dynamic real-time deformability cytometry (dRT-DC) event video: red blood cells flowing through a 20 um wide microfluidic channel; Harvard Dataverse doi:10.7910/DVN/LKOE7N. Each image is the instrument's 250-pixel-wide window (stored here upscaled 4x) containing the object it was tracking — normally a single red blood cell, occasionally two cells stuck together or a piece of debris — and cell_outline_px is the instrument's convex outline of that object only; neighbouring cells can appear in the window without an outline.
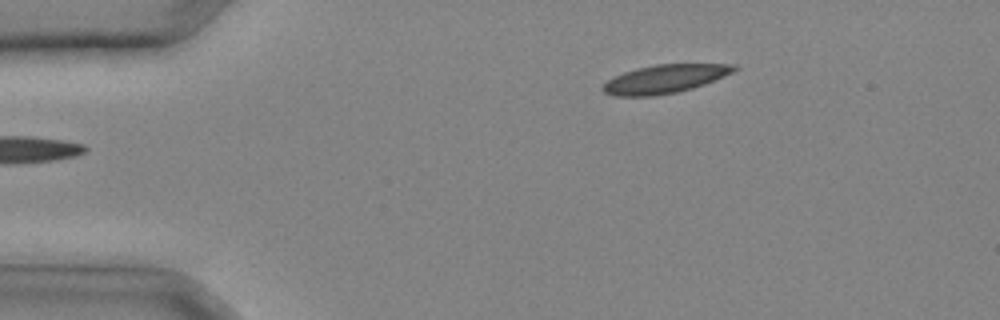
{"species": "common noctule bat (a hibernating species)", "species_latin": "Nyctalus noctula", "temperature_condition": "cold", "stored_images_in_passage": 24, "camera_frame_rate_fps": 3000, "um_per_image_px": 0.085, "animal": {"sex": "male", "body_mass_g": 20.4}, "frame": {"image": 1, "passage_image": 1, "time_ms": 0.0, "image_size_px": [1000, 320], "cell_outline_px": [[740, 68], [732, 72], [704, 84], [692, 88], [676, 92], [652, 96], [616, 96], [604, 92], [600, 88], [612, 76], [636, 68], [656, 64], [736, 64]], "centroid_in_image_um": [56.48, 6.7], "position_along_channel_um": 28.5, "area_um2": 21.68}}
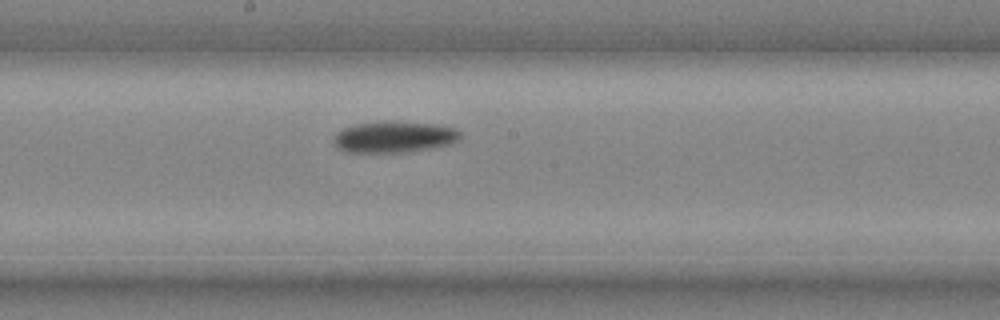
{"frame": {"image": 2, "passage_image": 13, "time_ms": 4.0, "image_size_px": [1000, 320], "cell_outline_px": [[460, 140], [452, 144], [432, 148], [408, 152], [348, 152], [340, 148], [336, 144], [336, 132], [352, 124], [384, 120], [388, 120], [432, 124], [452, 128], [460, 132]], "centroid_in_image_um": [33.53, 11.63], "position_along_channel_um": 214.7, "area_um2": 23.12}}
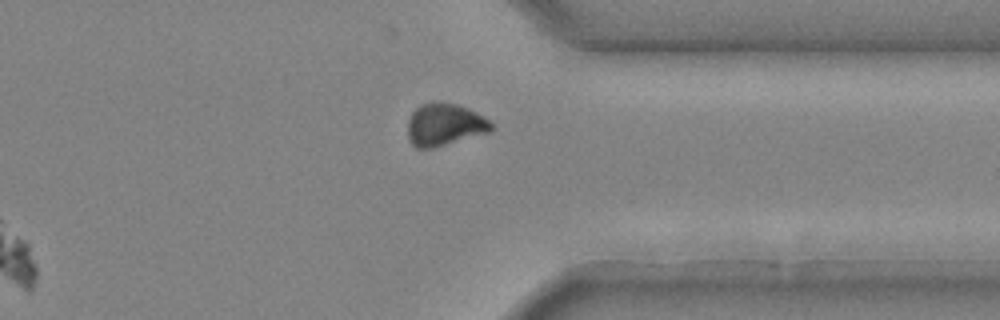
{"frame": {"image": 3, "passage_image": 21, "time_ms": 6.667, "image_size_px": [1000, 320], "cell_outline_px": [[496, 128], [492, 132], [432, 148], [416, 148], [412, 144], [408, 136], [408, 120], [412, 112], [420, 104], [436, 100], [456, 104], [468, 108], [484, 116]], "centroid_in_image_um": [37.81, 10.58], "position_along_channel_um": 373.6, "area_um2": 20.98}}